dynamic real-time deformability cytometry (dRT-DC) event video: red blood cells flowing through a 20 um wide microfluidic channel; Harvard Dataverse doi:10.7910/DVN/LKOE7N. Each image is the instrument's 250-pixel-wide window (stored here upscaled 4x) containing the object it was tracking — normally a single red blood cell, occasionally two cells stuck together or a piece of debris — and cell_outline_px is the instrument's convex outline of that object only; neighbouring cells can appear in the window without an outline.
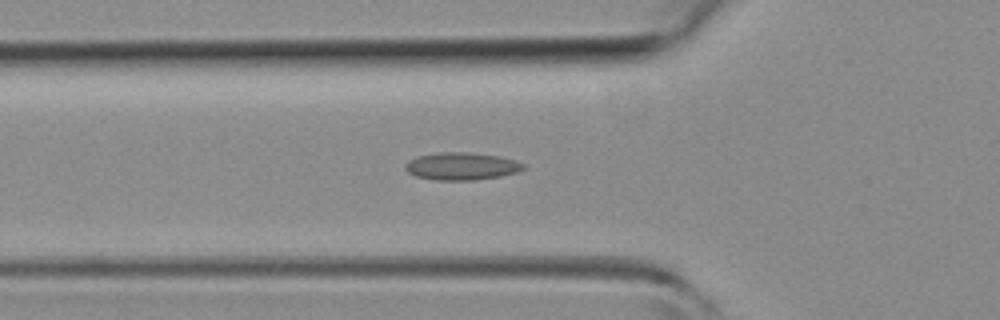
{"species": "common noctule bat (a hibernating species)", "species_latin": "Nyctalus noctula", "temperature_condition": "room temperature", "stored_images_in_passage": 44, "camera_frame_rate_fps": 3000, "um_per_image_px": 0.085, "animal": {"sex": "female", "body_mass_g": 19.3, "forearm_length_mm": 54.1}, "frame": {"image": 1, "passage_image": 15, "time_ms": 4.667, "image_size_px": [1000, 320], "cell_outline_px": [[524, 168], [516, 172], [500, 176], [476, 180], [432, 180], [416, 176], [408, 172], [404, 168], [404, 164], [408, 160], [416, 156], [440, 152], [464, 152], [500, 156], [516, 160], [524, 164]], "centroid_in_image_um": [39.19, 14.13], "position_along_channel_um": 86.6, "area_um2": 19.02}}
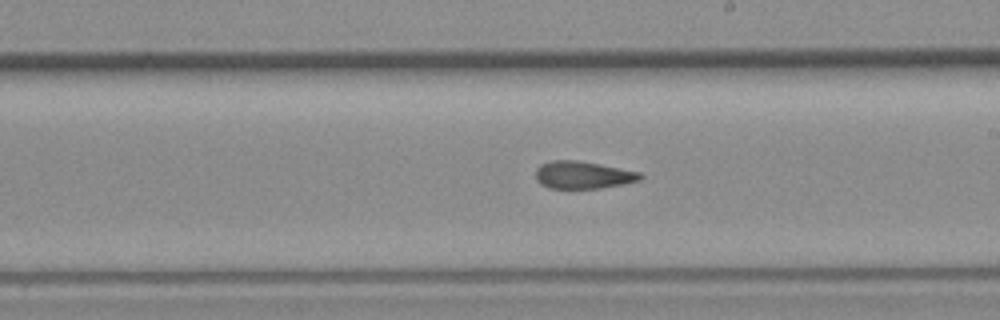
{"frame": {"image": 2, "passage_image": 25, "time_ms": 8.0, "image_size_px": [1000, 320], "cell_outline_px": [[644, 176], [640, 180], [624, 184], [600, 188], [548, 188], [540, 184], [536, 180], [536, 168], [540, 164], [552, 160], [576, 160], [600, 164], [640, 172]], "centroid_in_image_um": [49.54, 14.87], "position_along_channel_um": 239.5, "area_um2": 16.82}}
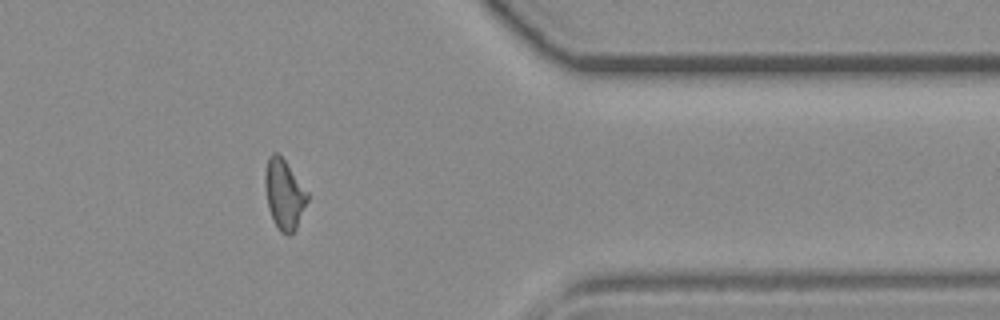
{"frame": {"image": 3, "passage_image": 36, "time_ms": 11.667, "image_size_px": [1000, 320], "cell_outline_px": [[308, 200], [296, 228], [288, 236], [280, 232], [272, 220], [268, 208], [264, 184], [264, 172], [268, 156], [272, 152], [276, 152], [284, 160], [308, 192]], "centroid_in_image_um": [24.12, 16.52], "position_along_channel_um": 387.3, "area_um2": 17.28}}